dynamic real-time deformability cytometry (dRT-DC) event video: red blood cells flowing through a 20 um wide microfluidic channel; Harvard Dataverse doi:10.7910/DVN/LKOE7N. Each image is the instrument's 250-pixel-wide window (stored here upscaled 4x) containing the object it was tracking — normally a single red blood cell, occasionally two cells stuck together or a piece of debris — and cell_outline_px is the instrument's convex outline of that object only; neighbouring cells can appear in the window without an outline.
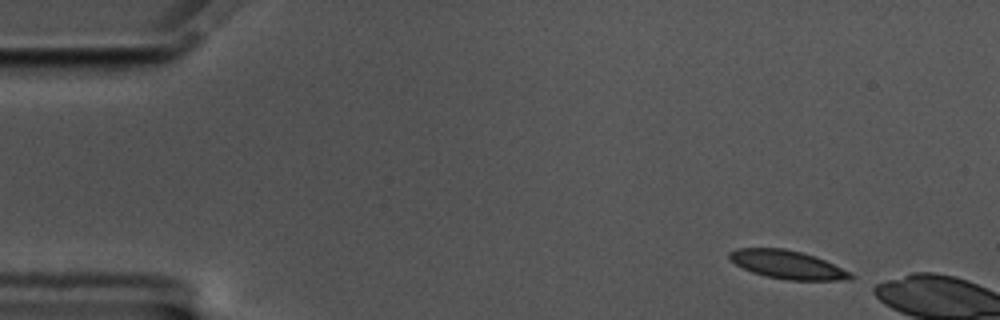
{"species": "common noctule bat (a hibernating species)", "species_latin": "Nyctalus noctula", "temperature_condition": "cold", "stored_images_in_passage": 5, "camera_frame_rate_fps": 3000, "um_per_image_px": 0.085, "animal": {"sex": "male", "body_mass_g": 17.5, "forearm_length_mm": 52.3}, "frame": {"image": 1, "passage_image": 1, "time_ms": 0.0, "image_size_px": [1000, 320], "cell_outline_px": [[856, 276], [852, 280], [788, 280], [764, 276], [752, 272], [736, 264], [728, 256], [728, 252], [736, 248], [784, 248], [816, 256], [852, 272]], "centroid_in_image_um": [66.98, 22.5], "position_along_channel_um": 18.0, "area_um2": 20.17}}